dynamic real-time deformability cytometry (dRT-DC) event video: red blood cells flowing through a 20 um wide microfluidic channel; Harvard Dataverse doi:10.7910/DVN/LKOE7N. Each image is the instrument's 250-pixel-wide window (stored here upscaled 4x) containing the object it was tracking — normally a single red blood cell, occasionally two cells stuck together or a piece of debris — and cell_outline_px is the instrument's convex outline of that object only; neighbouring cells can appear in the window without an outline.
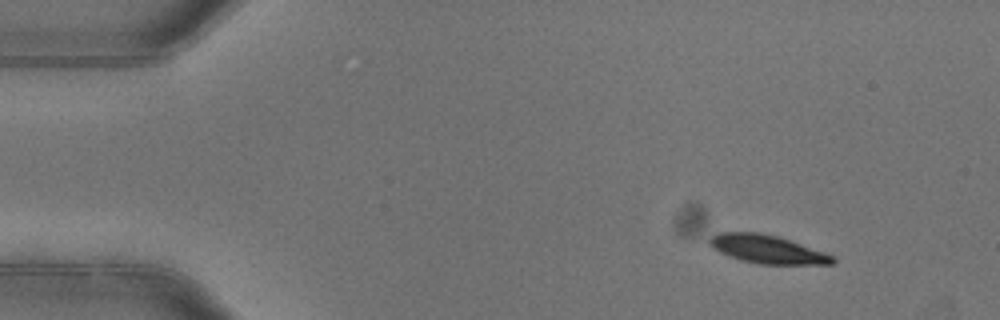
{"species": "common noctule bat (a hibernating species)", "species_latin": "Nyctalus noctula", "temperature_condition": "warm", "stored_images_in_passage": 4, "camera_frame_rate_fps": 3000, "um_per_image_px": 0.085, "animal": {"sex": "female"}, "frame": {"image": 1, "passage_image": 1, "time_ms": 0.0, "image_size_px": [1000, 320], "cell_outline_px": [[836, 260], [832, 264], [760, 264], [740, 260], [728, 256], [712, 248], [708, 244], [708, 240], [712, 236], [720, 232], [756, 232], [776, 236], [824, 252], [832, 256]], "centroid_in_image_um": [65.16, 21.19], "position_along_channel_um": 19.8, "area_um2": 20.06}}
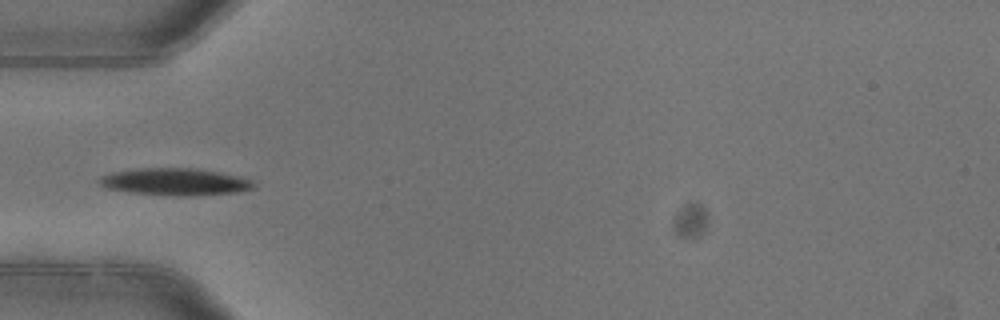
{"frame": {"image": 2, "passage_image": 4, "time_ms": 1.0, "image_size_px": [1000, 320], "cell_outline_px": [[256, 184], [252, 188], [236, 192], [192, 196], [180, 196], [132, 192], [104, 188], [100, 184], [100, 180], [104, 176], [112, 172], [140, 168], [192, 168], [216, 172], [236, 176], [252, 180]], "centroid_in_image_um": [14.88, 15.45], "position_along_channel_um": 70.1, "area_um2": 23.93}}